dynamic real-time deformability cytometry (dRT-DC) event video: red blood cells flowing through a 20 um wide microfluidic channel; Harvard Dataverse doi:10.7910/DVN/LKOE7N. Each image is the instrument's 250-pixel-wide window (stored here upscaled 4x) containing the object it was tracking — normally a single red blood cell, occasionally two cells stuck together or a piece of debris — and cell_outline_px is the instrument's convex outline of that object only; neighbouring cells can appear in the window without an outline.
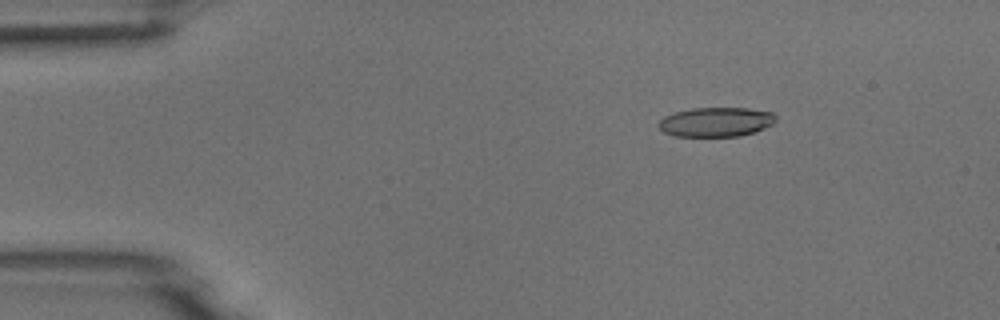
{"species": "common noctule bat (a hibernating species)", "species_latin": "Nyctalus noctula", "temperature_condition": "room temperature", "stored_images_in_passage": 5, "camera_frame_rate_fps": 3000, "um_per_image_px": 0.085, "animal": {"sex": "male", "body_mass_g": 18.8}, "frame": {"image": 1, "passage_image": 3, "time_ms": 2.333, "image_size_px": [1000, 320], "cell_outline_px": [[776, 120], [772, 124], [756, 132], [740, 136], [672, 136], [664, 132], [656, 124], [664, 116], [676, 112], [692, 108], [748, 108], [772, 112], [776, 116]], "centroid_in_image_um": [60.86, 10.37], "position_along_channel_um": 24.1, "area_um2": 20.17}}
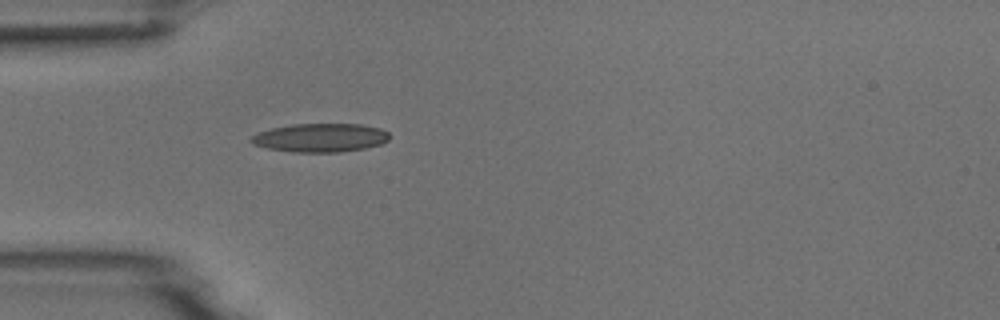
{"frame": {"image": 2, "passage_image": 5, "time_ms": 5.0, "image_size_px": [1000, 320], "cell_outline_px": [[388, 140], [380, 144], [364, 148], [340, 152], [292, 152], [268, 148], [252, 144], [248, 140], [252, 136], [260, 132], [272, 128], [292, 124], [360, 124], [380, 128], [388, 132]], "centroid_in_image_um": [27.21, 11.7], "position_along_channel_um": 57.8, "area_um2": 22.95}}